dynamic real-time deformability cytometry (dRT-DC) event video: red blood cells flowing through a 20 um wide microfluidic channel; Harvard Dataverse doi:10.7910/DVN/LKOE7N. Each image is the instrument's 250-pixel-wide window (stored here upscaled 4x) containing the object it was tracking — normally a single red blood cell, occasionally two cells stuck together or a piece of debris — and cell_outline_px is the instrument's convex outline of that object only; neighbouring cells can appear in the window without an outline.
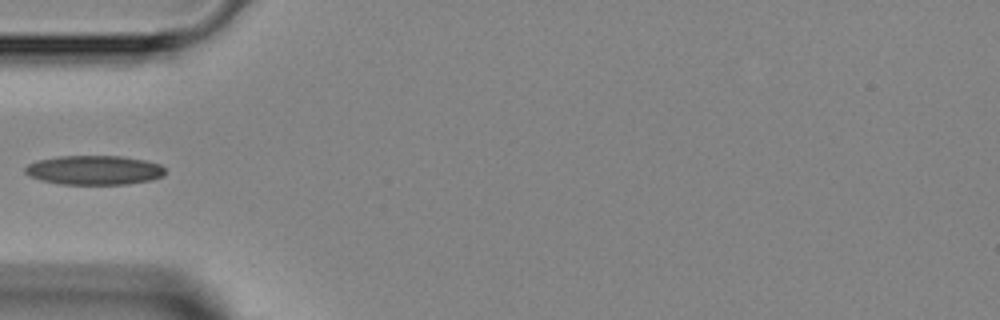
{"species": "Egyptian fruit bat (a non-hibernating species)", "species_latin": "Rousettus aegyptiacus", "temperature_condition": "room temperature", "stored_images_in_passage": 32, "camera_frame_rate_fps": 3000, "um_per_image_px": 0.085, "animal": {"sex": "female"}, "frame": {"image": 1, "passage_image": 1, "time_ms": 0.0, "image_size_px": [1000, 320], "cell_outline_px": [[164, 176], [152, 180], [128, 184], [60, 184], [40, 180], [28, 176], [24, 172], [24, 168], [28, 164], [36, 160], [60, 156], [120, 156], [144, 160], [160, 164], [164, 168]], "centroid_in_image_um": [7.98, 14.46], "position_along_channel_um": 77.0, "area_um2": 24.04}}
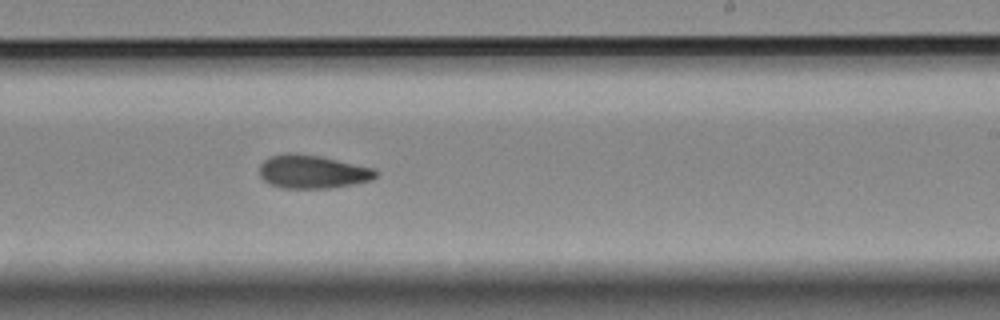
{"frame": {"image": 2, "passage_image": 14, "time_ms": 4.333, "image_size_px": [1000, 320], "cell_outline_px": [[376, 176], [372, 180], [352, 184], [328, 188], [284, 188], [268, 184], [260, 176], [260, 164], [268, 156], [288, 152], [320, 156], [376, 168]], "centroid_in_image_um": [26.54, 14.59], "position_along_channel_um": 262.5, "area_um2": 22.72}}
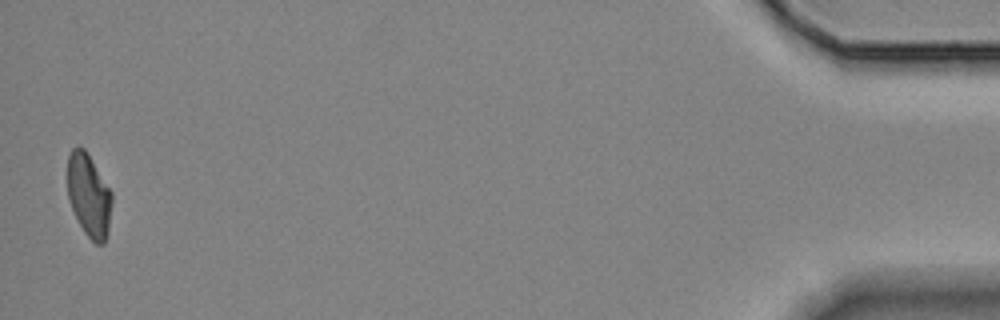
{"frame": {"image": 3, "passage_image": 32, "time_ms": 10.333, "image_size_px": [1000, 320], "cell_outline_px": [[112, 204], [108, 232], [104, 244], [96, 244], [84, 232], [68, 200], [68, 156], [72, 148], [84, 148], [112, 192]], "centroid_in_image_um": [7.57, 16.63], "position_along_channel_um": 427.6, "area_um2": 21.27}}